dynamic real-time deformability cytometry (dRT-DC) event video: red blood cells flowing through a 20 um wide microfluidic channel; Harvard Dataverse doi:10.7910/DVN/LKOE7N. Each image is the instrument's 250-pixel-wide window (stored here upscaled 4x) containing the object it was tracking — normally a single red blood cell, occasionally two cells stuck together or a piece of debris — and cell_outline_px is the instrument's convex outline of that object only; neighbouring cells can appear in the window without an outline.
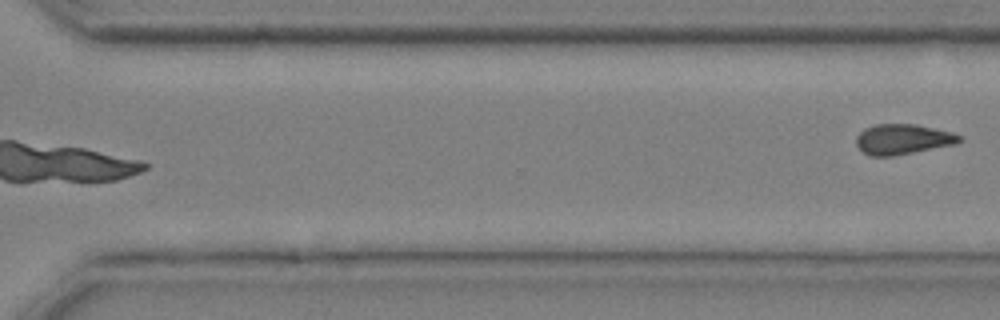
{"species": "common noctule bat (a hibernating species)", "species_latin": "Nyctalus noctula", "temperature_condition": "cold", "stored_images_in_passage": 11, "camera_frame_rate_fps": 3000, "um_per_image_px": 0.085, "animal": {"sex": "male", "body_mass_g": 20.4}, "frame": {"image": 1, "passage_image": 11, "time_ms": 3.333, "image_size_px": [1000, 320], "cell_outline_px": [[964, 140], [956, 144], [892, 156], [872, 156], [864, 152], [856, 144], [856, 136], [864, 128], [876, 124], [916, 124], [952, 132], [960, 136]], "centroid_in_image_um": [76.75, 11.83], "position_along_channel_um": 293.9, "area_um2": 18.15}}